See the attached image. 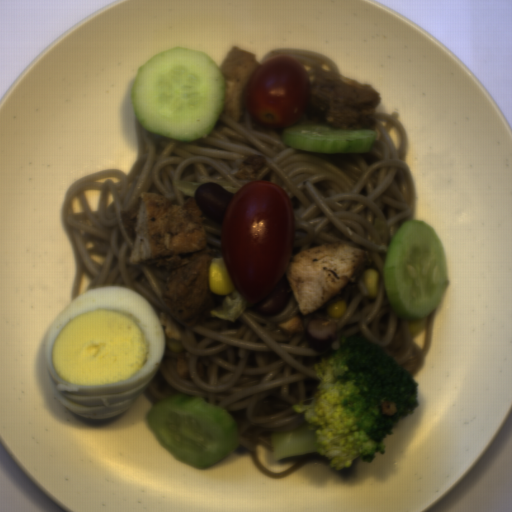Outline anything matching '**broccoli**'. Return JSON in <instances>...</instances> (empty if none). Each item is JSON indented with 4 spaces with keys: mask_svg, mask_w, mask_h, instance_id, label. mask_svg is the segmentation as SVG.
<instances>
[{
    "mask_svg": "<svg viewBox=\"0 0 512 512\" xmlns=\"http://www.w3.org/2000/svg\"><path fill=\"white\" fill-rule=\"evenodd\" d=\"M319 387L295 404L306 425L270 437L274 460L322 454L343 470L385 453L384 440L418 405V383L383 347L361 335L348 337L318 361Z\"/></svg>",
    "mask_w": 512,
    "mask_h": 512,
    "instance_id": "1706d50b",
    "label": "broccoli"
}]
</instances>
